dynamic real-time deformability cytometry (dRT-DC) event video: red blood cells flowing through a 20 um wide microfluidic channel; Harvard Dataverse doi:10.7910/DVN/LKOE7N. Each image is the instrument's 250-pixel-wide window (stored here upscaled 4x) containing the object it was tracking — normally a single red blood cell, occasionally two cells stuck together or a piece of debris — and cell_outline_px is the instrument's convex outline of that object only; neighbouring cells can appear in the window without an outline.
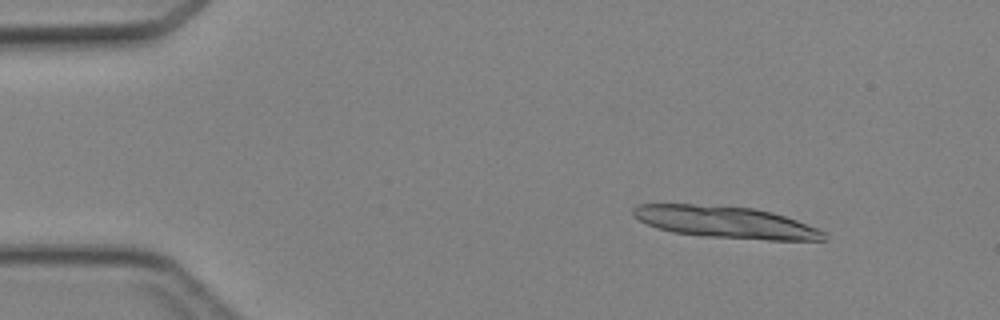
{"species": "Egyptian fruit bat (a non-hibernating species)", "species_latin": "Rousettus aegyptiacus", "temperature_condition": "cold", "stored_images_in_passage": 3, "camera_frame_rate_fps": 3000, "um_per_image_px": 0.085, "animal": {"sex": "female"}, "frame": {"image": 1, "passage_image": 1, "time_ms": 0.0, "image_size_px": [1000, 320], "cell_outline_px": [[824, 240], [768, 240], [704, 236], [672, 232], [648, 224], [640, 220], [632, 212], [632, 208], [636, 204], [692, 204], [752, 208], [772, 212], [796, 220], [816, 228], [824, 232]], "centroid_in_image_um": [61.65, 18.88], "position_along_channel_um": 23.3, "area_um2": 34.85}}